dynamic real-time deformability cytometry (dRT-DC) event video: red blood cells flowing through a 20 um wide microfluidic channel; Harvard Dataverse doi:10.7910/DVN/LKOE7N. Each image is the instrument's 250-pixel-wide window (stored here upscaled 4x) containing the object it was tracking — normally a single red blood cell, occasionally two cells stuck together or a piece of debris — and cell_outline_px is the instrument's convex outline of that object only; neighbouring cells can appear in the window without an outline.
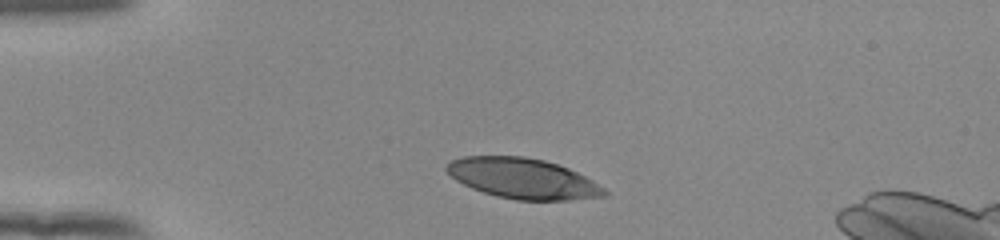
{"species": "human", "species_latin": "Homo sapiens", "temperature_condition": "room temperature", "stored_images_in_passage": 34, "camera_frame_rate_fps": 3000, "um_per_image_px": 0.085, "donor": {"sex": "female"}, "frame": {"image": 1, "passage_image": 1, "time_ms": 0.0, "image_size_px": [1000, 240], "cell_outline_px": [[608, 196], [568, 200], [516, 200], [496, 196], [472, 188], [456, 180], [444, 168], [452, 160], [464, 156], [524, 156], [544, 160], [568, 168], [592, 180], [604, 188], [608, 192]], "centroid_in_image_um": [44.46, 15.17], "position_along_channel_um": 40.5, "area_um2": 36.93}}
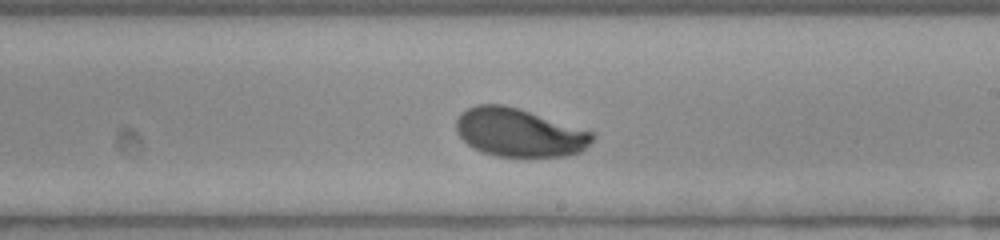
{"frame": {"image": 2, "passage_image": 20, "time_ms": 6.333, "image_size_px": [1000, 240], "cell_outline_px": [[596, 136], [580, 152], [568, 156], [496, 156], [480, 152], [472, 148], [456, 132], [456, 120], [460, 112], [476, 104], [504, 104], [596, 132]], "centroid_in_image_um": [44.12, 11.26], "position_along_channel_um": 244.9, "area_um2": 38.49}}
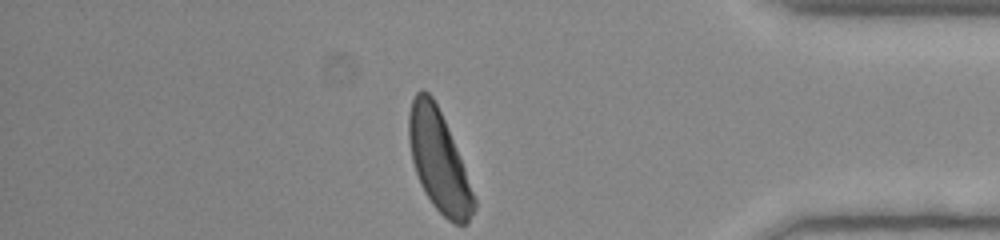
{"frame": {"image": 3, "passage_image": 34, "time_ms": 11.0, "image_size_px": [1000, 240], "cell_outline_px": [[476, 208], [468, 224], [456, 224], [448, 220], [432, 204], [424, 192], [420, 184], [412, 160], [408, 140], [408, 112], [412, 100], [416, 92], [420, 88], [424, 88], [432, 96], [444, 120], [464, 168], [476, 200]], "centroid_in_image_um": [37.27, 13.68], "position_along_channel_um": 397.9, "area_um2": 37.97}, "authors_computed_cell_mechanics": {"area_um2": 38.5815, "velocity_mm_per_s": 3.8447, "shape_relaxation_time_tau1_ms": 2.2888, "shape_relaxation_time_tau2_ms": null, "deformation_change_tau1": 0.1364, "deformation_change_tau2": null}}